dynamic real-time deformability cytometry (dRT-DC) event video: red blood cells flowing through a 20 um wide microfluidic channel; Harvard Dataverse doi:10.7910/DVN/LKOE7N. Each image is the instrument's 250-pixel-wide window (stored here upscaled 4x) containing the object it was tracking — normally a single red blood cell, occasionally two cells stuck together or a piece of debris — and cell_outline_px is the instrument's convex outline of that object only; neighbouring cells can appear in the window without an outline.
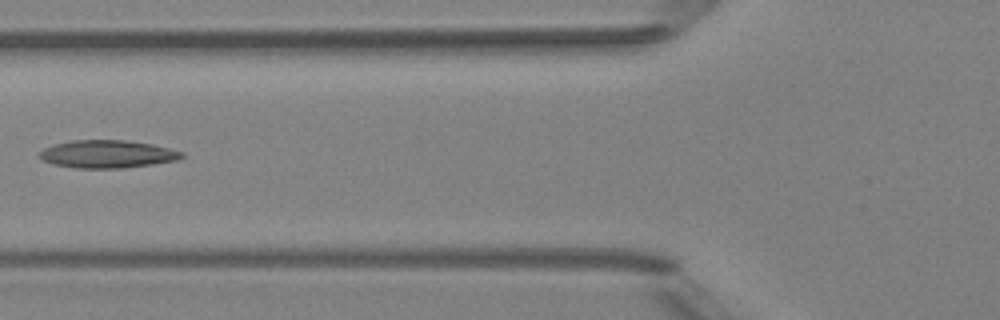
{"species": "Egyptian fruit bat (a non-hibernating species)", "species_latin": "Rousettus aegyptiacus", "temperature_condition": "room temperature", "stored_images_in_passage": 6, "camera_frame_rate_fps": 3000, "um_per_image_px": 0.085, "animal": {"sex": "female"}, "frame": {"image": 1, "passage_image": 5, "time_ms": 5.333, "image_size_px": [1000, 320], "cell_outline_px": [[184, 156], [176, 160], [152, 164], [120, 168], [76, 168], [52, 164], [44, 160], [40, 156], [40, 152], [44, 148], [56, 144], [72, 140], [124, 140], [152, 144], [184, 152]], "centroid_in_image_um": [9.13, 13.09], "position_along_channel_um": 116.7, "area_um2": 22.77}}
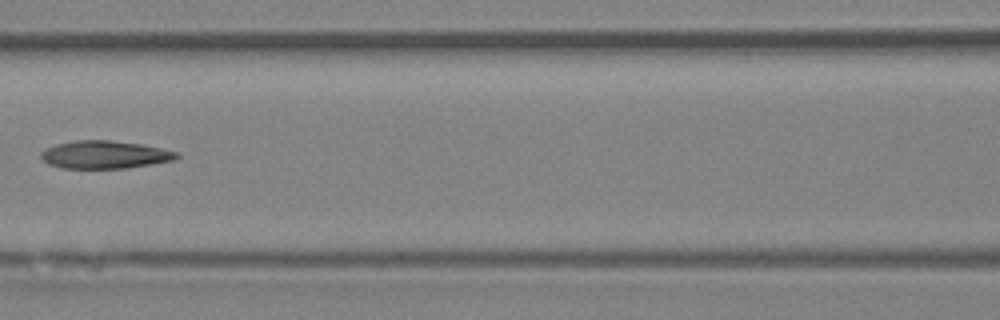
{"frame": {"image": 2, "passage_image": 6, "time_ms": 6.333, "image_size_px": [1000, 320], "cell_outline_px": [[180, 156], [176, 160], [128, 168], [64, 168], [48, 164], [40, 156], [40, 152], [56, 144], [76, 140], [112, 140], [140, 144], [180, 152]], "centroid_in_image_um": [8.95, 13.15], "position_along_channel_um": 157.7, "area_um2": 22.02}}